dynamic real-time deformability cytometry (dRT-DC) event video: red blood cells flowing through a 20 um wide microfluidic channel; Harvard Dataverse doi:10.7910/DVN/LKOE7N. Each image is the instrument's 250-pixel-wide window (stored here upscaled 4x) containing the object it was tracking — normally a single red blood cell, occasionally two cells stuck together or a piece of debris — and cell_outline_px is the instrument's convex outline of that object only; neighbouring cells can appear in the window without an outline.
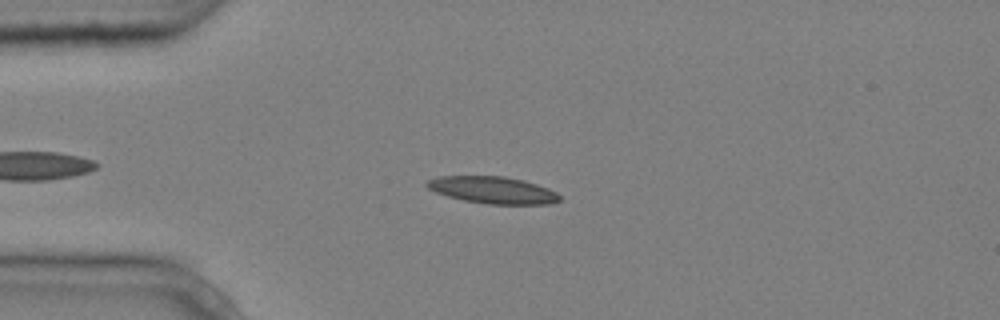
{"species": "common noctule bat (a hibernating species)", "species_latin": "Nyctalus noctula", "temperature_condition": "cold", "stored_images_in_passage": 6, "camera_frame_rate_fps": 3000, "um_per_image_px": 0.085, "animal": {"sex": "male", "body_mass_g": 20.4}, "frame": {"image": 1, "passage_image": 3, "time_ms": 0.667, "image_size_px": [1000, 320], "cell_outline_px": [[560, 200], [552, 204], [488, 204], [464, 200], [448, 196], [436, 192], [428, 188], [424, 184], [428, 180], [440, 176], [504, 176], [524, 180], [548, 188], [556, 192], [560, 196]], "centroid_in_image_um": [41.9, 16.15], "position_along_channel_um": 43.1, "area_um2": 20.81}}
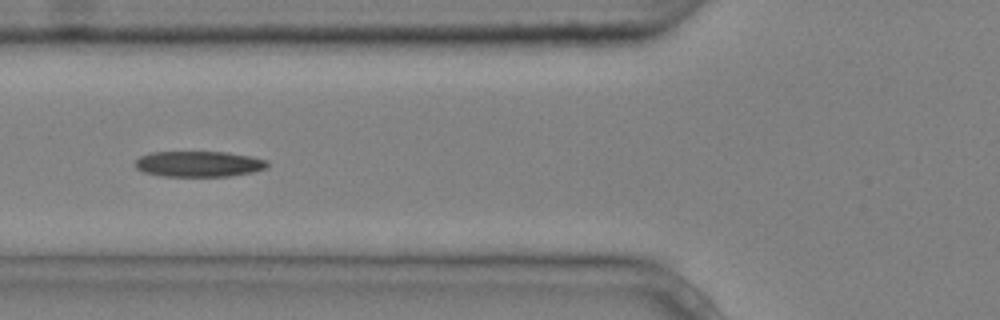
{"frame": {"image": 2, "passage_image": 5, "time_ms": 1.333, "image_size_px": [1000, 320], "cell_outline_px": [[268, 168], [252, 172], [228, 176], [164, 176], [144, 172], [136, 168], [136, 160], [140, 156], [152, 152], [228, 152], [252, 156], [268, 160]], "centroid_in_image_um": [16.94, 13.93], "position_along_channel_um": 108.9, "area_um2": 19.83}}